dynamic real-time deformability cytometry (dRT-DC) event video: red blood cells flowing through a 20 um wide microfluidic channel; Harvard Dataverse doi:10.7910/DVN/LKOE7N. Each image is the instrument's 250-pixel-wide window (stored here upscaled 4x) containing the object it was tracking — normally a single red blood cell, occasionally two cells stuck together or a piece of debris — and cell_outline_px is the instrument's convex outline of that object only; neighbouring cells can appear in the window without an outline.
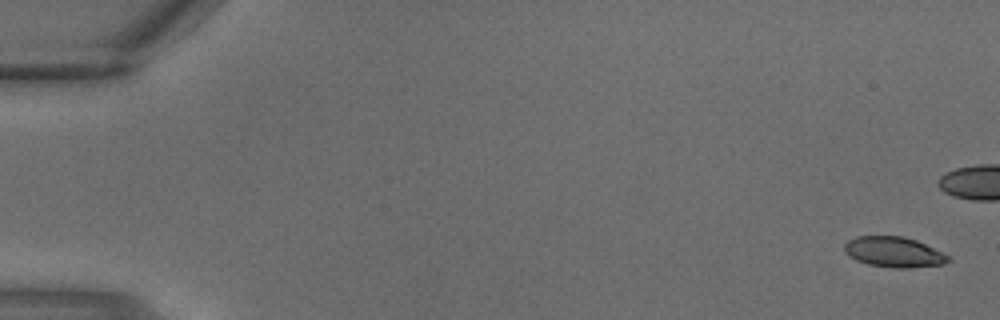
{"species": "common noctule bat (a hibernating species)", "species_latin": "Nyctalus noctula", "temperature_condition": "warm", "stored_images_in_passage": 2, "camera_frame_rate_fps": 3000, "um_per_image_px": 0.085, "animal": {"sex": "male", "body_mass_g": 18.8}, "frame": {"image": 1, "passage_image": 1, "time_ms": 0.0, "image_size_px": [1000, 320], "cell_outline_px": [[952, 260], [944, 264], [908, 268], [896, 268], [868, 264], [856, 260], [844, 252], [844, 244], [848, 240], [856, 236], [904, 236], [916, 240], [948, 256]], "centroid_in_image_um": [75.95, 21.42], "position_along_channel_um": 9.1, "area_um2": 18.26}}